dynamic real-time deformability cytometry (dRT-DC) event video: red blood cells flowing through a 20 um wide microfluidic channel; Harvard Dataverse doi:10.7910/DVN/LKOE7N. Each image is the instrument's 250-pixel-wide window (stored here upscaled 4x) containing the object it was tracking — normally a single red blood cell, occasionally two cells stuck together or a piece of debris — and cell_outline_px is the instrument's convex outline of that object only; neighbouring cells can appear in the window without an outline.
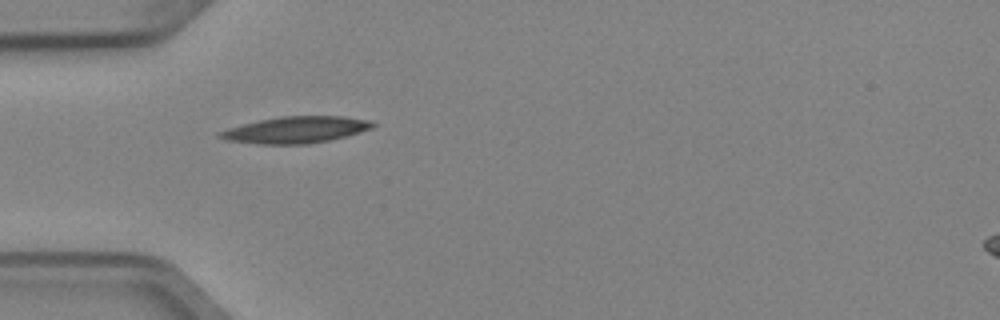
{"species": "Egyptian fruit bat (a non-hibernating species)", "species_latin": "Rousettus aegyptiacus", "temperature_condition": "cold", "stored_images_in_passage": 2, "camera_frame_rate_fps": 3000, "um_per_image_px": 0.085, "animal": {"sex": "female"}, "frame": {"image": 1, "passage_image": 1, "time_ms": 0.0, "image_size_px": [1000, 320], "cell_outline_px": [[376, 124], [372, 128], [360, 132], [328, 140], [308, 144], [260, 144], [228, 140], [216, 136], [216, 132], [228, 128], [260, 120], [280, 116], [344, 116], [372, 120]], "centroid_in_image_um": [25.15, 11.02], "position_along_channel_um": 59.8, "area_um2": 23.58}}
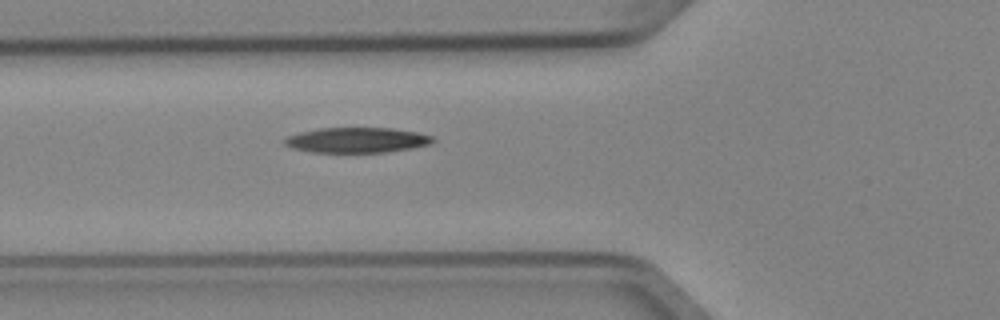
{"frame": {"image": 2, "passage_image": 2, "time_ms": 0.333, "image_size_px": [1000, 320], "cell_outline_px": [[436, 140], [432, 144], [412, 148], [384, 152], [312, 152], [292, 148], [284, 144], [284, 140], [288, 136], [300, 132], [320, 128], [392, 128], [416, 132], [432, 136]], "centroid_in_image_um": [30.36, 11.91], "position_along_channel_um": 95.4, "area_um2": 21.73}}